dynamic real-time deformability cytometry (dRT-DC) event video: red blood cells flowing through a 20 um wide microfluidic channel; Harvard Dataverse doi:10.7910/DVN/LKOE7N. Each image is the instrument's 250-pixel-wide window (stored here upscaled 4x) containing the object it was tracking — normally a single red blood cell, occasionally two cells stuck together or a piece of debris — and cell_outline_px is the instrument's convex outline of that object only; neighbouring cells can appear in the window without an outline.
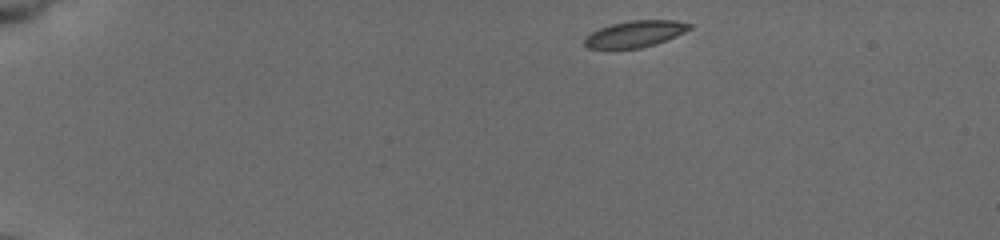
{"species": "common noctule bat (a hibernating species)", "species_latin": "Nyctalus noctula", "temperature_condition": "cold", "stored_images_in_passage": 21, "camera_frame_rate_fps": 3000, "um_per_image_px": 0.085, "animal": {"sex": "female", "body_mass_g": 19.5, "forearm_length_mm": 54.1}, "frame": {"image": 1, "passage_image": 1, "time_ms": 0.0, "image_size_px": [1000, 240], "cell_outline_px": [[692, 28], [676, 36], [656, 44], [640, 48], [588, 48], [584, 44], [584, 36], [600, 28], [612, 24], [632, 20], [676, 20], [692, 24]], "centroid_in_image_um": [54.0, 2.88], "position_along_channel_um": 31.0, "area_um2": 16.13}}
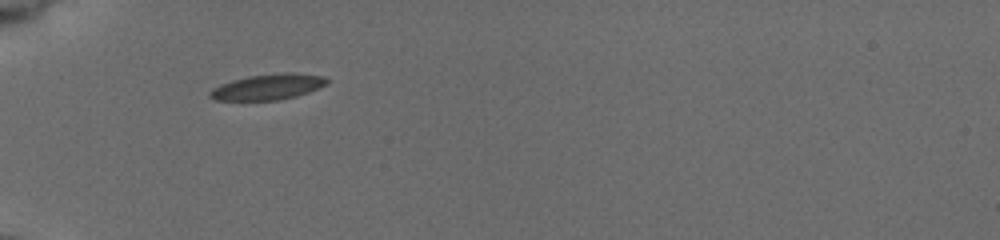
{"frame": {"image": 2, "passage_image": 16, "time_ms": 3.0, "image_size_px": [1000, 240], "cell_outline_px": [[328, 84], [308, 92], [296, 96], [276, 100], [212, 100], [208, 96], [208, 92], [212, 88], [220, 84], [232, 80], [248, 76], [284, 72], [292, 72], [320, 76], [328, 80]], "centroid_in_image_um": [22.72, 7.38], "position_along_channel_um": 62.3, "area_um2": 17.51}}